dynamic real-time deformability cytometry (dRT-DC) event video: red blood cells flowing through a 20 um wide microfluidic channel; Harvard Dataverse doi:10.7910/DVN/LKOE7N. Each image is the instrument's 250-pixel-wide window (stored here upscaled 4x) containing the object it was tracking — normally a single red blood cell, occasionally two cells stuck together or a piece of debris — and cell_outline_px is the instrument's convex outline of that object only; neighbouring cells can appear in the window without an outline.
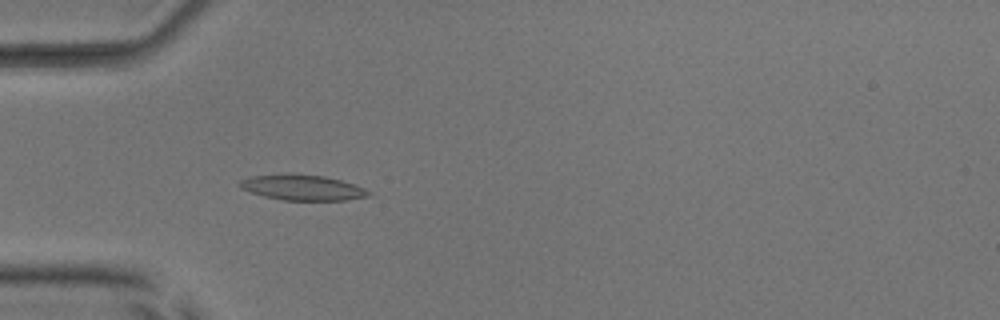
{"species": "common noctule bat (a hibernating species)", "species_latin": "Nyctalus noctula", "temperature_condition": "room temperature", "stored_images_in_passage": 52, "camera_frame_rate_fps": 3000, "um_per_image_px": 0.085, "animal": {"sex": "male", "body_mass_g": 17.9, "forearm_length_mm": 54.2}, "frame": {"image": 1, "passage_image": 17, "time_ms": 5.333, "image_size_px": [1000, 320], "cell_outline_px": [[372, 192], [368, 196], [348, 200], [284, 200], [264, 196], [240, 188], [236, 184], [240, 180], [248, 176], [288, 172], [292, 172], [324, 176], [340, 180], [364, 188]], "centroid_in_image_um": [25.64, 15.91], "position_along_channel_um": 59.4, "area_um2": 19.48}}
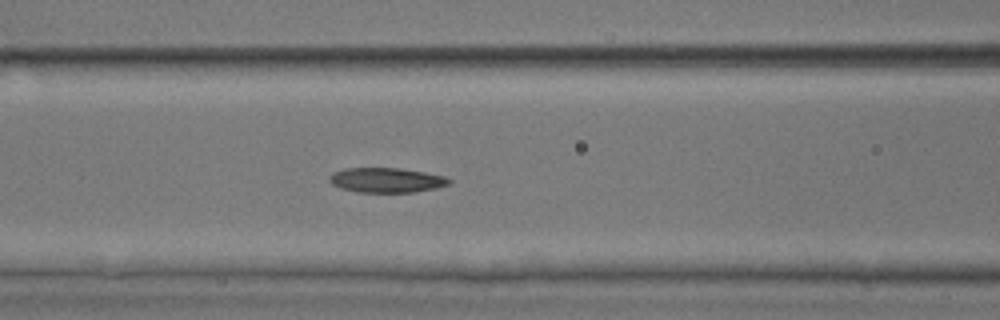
{"frame": {"image": 2, "passage_image": 23, "time_ms": 7.333, "image_size_px": [1000, 320], "cell_outline_px": [[452, 180], [448, 184], [436, 188], [412, 192], [360, 192], [340, 188], [332, 184], [328, 180], [328, 176], [332, 172], [344, 168], [400, 168], [424, 172], [444, 176]], "centroid_in_image_um": [32.8, 15.3], "position_along_channel_um": 133.8, "area_um2": 17.28}}
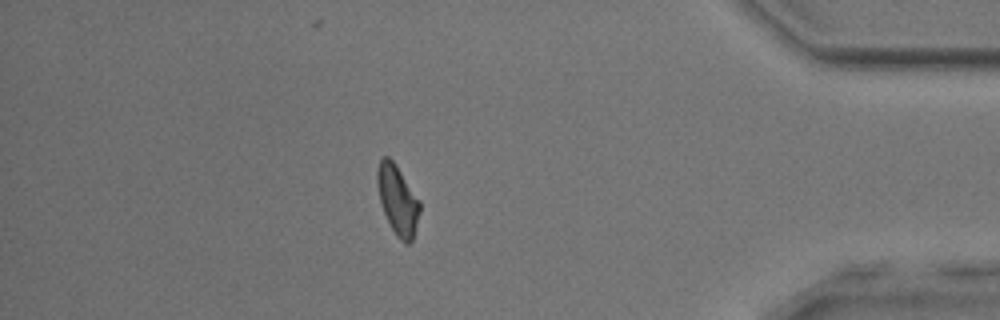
{"frame": {"image": 3, "passage_image": 46, "time_ms": 15.0, "image_size_px": [1000, 320], "cell_outline_px": [[420, 212], [412, 240], [408, 244], [404, 244], [396, 236], [384, 212], [380, 200], [376, 180], [376, 172], [380, 160], [384, 156], [388, 156], [396, 164], [420, 200]], "centroid_in_image_um": [33.8, 16.98], "position_along_channel_um": 401.4, "area_um2": 17.17}, "authors_computed_cell_mechanics": {"area_um2": 17.5423, "velocity_mm_per_s": 3.9837, "shape_relaxation_time_tau1_ms": 4.8452, "shape_relaxation_time_tau2_ms": 4.3335, "deformation_change_tau1": 0.1268, "deformation_change_tau2": 0.1179}}